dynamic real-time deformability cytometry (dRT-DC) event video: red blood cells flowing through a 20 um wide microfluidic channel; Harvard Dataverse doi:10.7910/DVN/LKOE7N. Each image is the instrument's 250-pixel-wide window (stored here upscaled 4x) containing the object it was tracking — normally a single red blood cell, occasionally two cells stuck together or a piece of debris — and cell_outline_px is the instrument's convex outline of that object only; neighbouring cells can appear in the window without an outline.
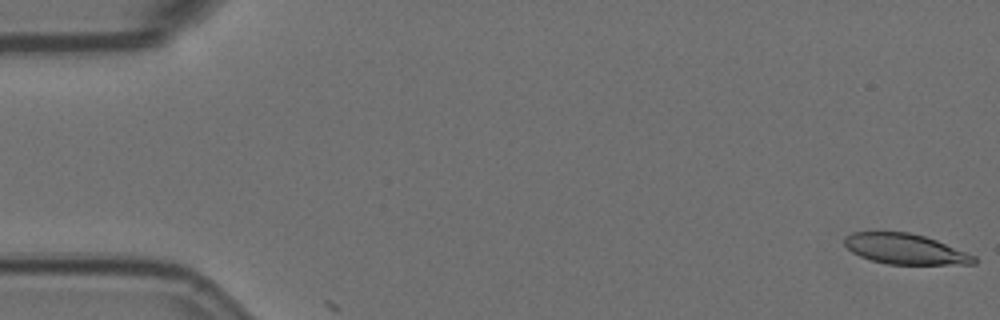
{"species": "Egyptian fruit bat (a non-hibernating species)", "species_latin": "Rousettus aegyptiacus", "temperature_condition": "room temperature", "stored_images_in_passage": 13, "camera_frame_rate_fps": 3000, "um_per_image_px": 0.085, "animal": {"sex": "female"}, "frame": {"image": 1, "passage_image": 1, "time_ms": 0.0, "image_size_px": [1000, 320], "cell_outline_px": [[976, 264], [888, 264], [872, 260], [860, 256], [852, 252], [844, 244], [844, 236], [852, 232], [908, 232], [924, 236], [936, 240], [976, 256]], "centroid_in_image_um": [76.93, 21.16], "position_along_channel_um": 8.1, "area_um2": 22.77}}
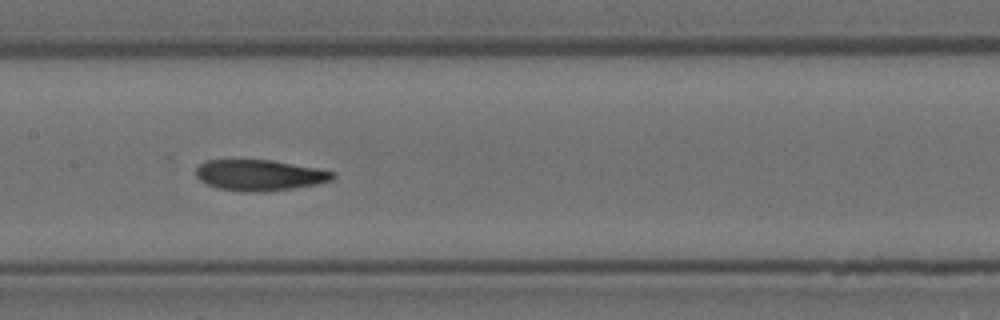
{"frame": {"image": 2, "passage_image": 8, "time_ms": 2.333, "image_size_px": [1000, 320], "cell_outline_px": [[336, 176], [332, 180], [316, 184], [292, 188], [264, 192], [240, 192], [220, 188], [208, 184], [200, 180], [196, 176], [196, 168], [200, 164], [208, 160], [272, 160], [316, 168], [336, 172]], "centroid_in_image_um": [22.08, 14.89], "position_along_channel_um": 185.3, "area_um2": 24.57}}
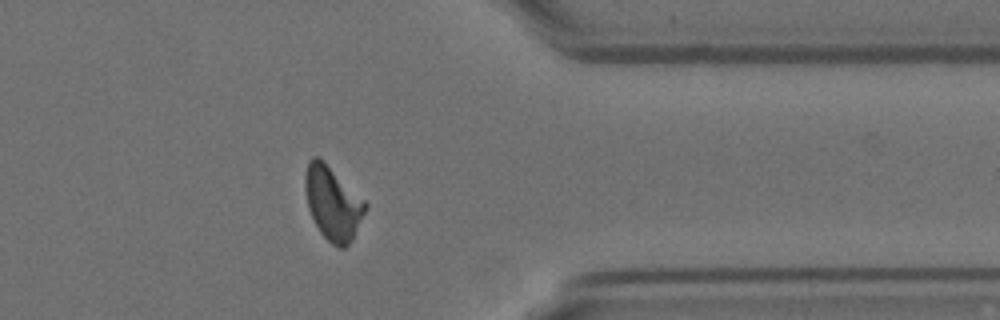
{"frame": {"image": 3, "passage_image": 13, "time_ms": 4.0, "image_size_px": [1000, 320], "cell_outline_px": [[368, 208], [352, 240], [344, 248], [340, 248], [332, 244], [320, 232], [308, 208], [304, 188], [304, 176], [308, 160], [312, 156], [316, 156], [324, 160], [368, 204]], "centroid_in_image_um": [28.28, 17.25], "position_along_channel_um": 383.1, "area_um2": 25.89}}